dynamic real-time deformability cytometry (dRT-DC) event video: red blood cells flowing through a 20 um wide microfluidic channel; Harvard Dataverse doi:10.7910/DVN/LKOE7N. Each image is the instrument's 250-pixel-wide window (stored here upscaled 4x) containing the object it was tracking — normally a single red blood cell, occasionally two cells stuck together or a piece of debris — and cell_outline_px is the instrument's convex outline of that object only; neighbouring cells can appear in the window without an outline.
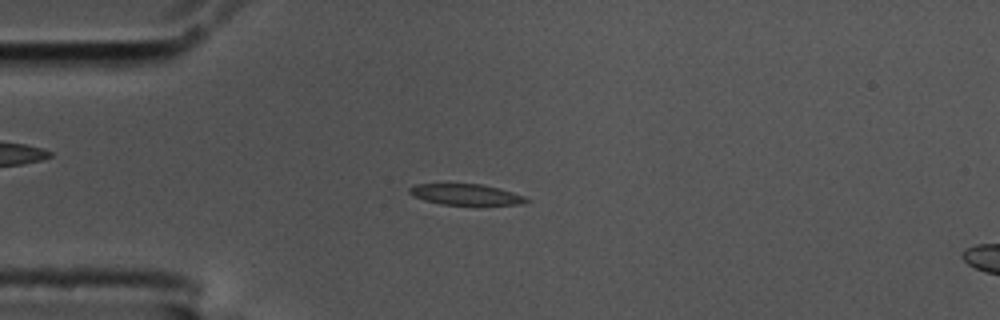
{"species": "common noctule bat (a hibernating species)", "species_latin": "Nyctalus noctula", "temperature_condition": "cold", "stored_images_in_passage": 56, "camera_frame_rate_fps": 3000, "um_per_image_px": 0.085, "animal": {"sex": "male", "body_mass_g": 17.5, "forearm_length_mm": 52.3}, "frame": {"image": 1, "passage_image": 14, "time_ms": 4.333, "image_size_px": [1000, 320], "cell_outline_px": [[532, 200], [520, 204], [440, 204], [424, 200], [412, 196], [408, 192], [408, 188], [416, 184], [480, 184], [500, 188], [524, 196]], "centroid_in_image_um": [39.56, 16.52], "position_along_channel_um": 45.4, "area_um2": 14.1}}
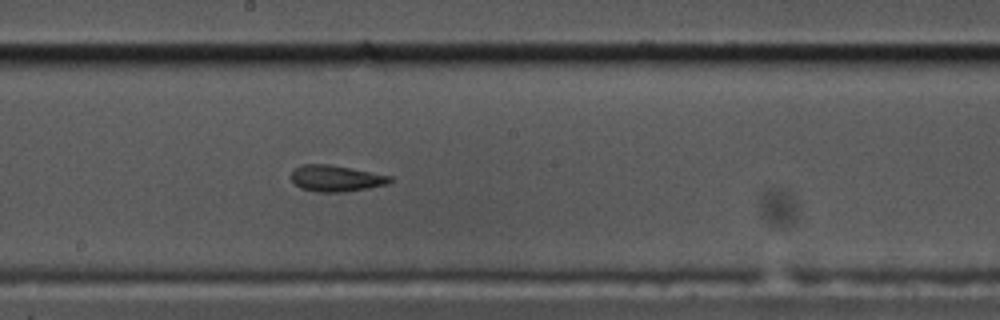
{"frame": {"image": 2, "passage_image": 30, "time_ms": 9.667, "image_size_px": [1000, 320], "cell_outline_px": [[392, 180], [388, 184], [368, 188], [344, 192], [316, 192], [300, 188], [292, 180], [292, 172], [296, 168], [304, 164], [328, 164], [392, 176]], "centroid_in_image_um": [28.57, 15.17], "position_along_channel_um": 219.6, "area_um2": 14.97}}
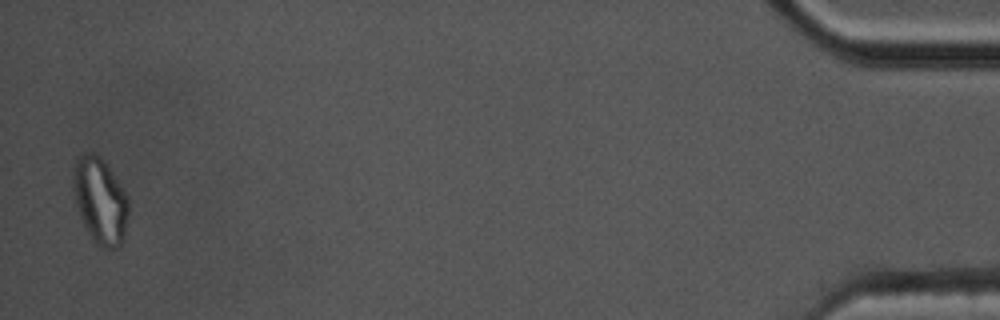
{"frame": {"image": 3, "passage_image": 55, "time_ms": 18.0, "image_size_px": [1000, 320], "cell_outline_px": [[128, 216], [124, 236], [120, 248], [100, 248], [92, 240], [80, 216], [76, 204], [72, 184], [72, 176], [76, 160], [84, 152], [92, 152], [100, 156], [128, 196]], "centroid_in_image_um": [8.51, 17.08], "position_along_channel_um": 426.7, "area_um2": 27.74}, "authors_computed_cell_mechanics": {"area_um2": 15.028, "velocity_mm_per_s": 3.5721, "shape_relaxation_time_tau1_ms": null, "shape_relaxation_time_tau2_ms": 2.7001, "deformation_change_tau1": null, "deformation_change_tau2": 0.1097}}